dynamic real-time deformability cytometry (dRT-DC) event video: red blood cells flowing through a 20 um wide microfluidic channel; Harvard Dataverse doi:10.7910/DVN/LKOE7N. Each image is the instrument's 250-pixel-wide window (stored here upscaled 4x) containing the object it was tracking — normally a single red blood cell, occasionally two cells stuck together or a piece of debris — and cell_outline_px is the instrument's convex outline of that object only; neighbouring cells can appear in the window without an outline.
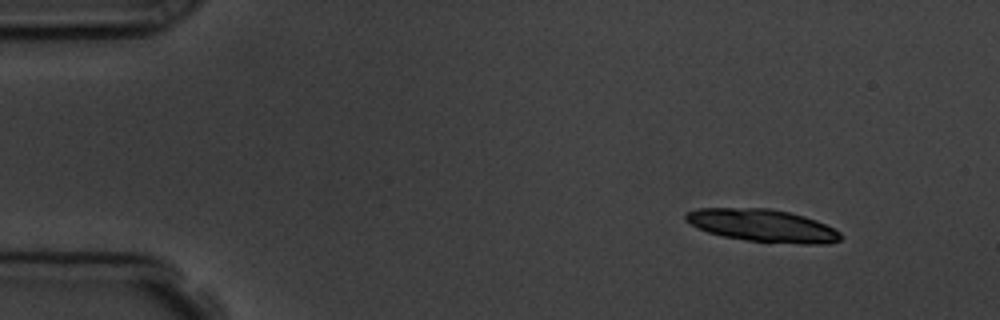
{"species": "common noctule bat (a hibernating species)", "species_latin": "Nyctalus noctula", "temperature_condition": "room temperature", "stored_images_in_passage": 4, "camera_frame_rate_fps": 3000, "um_per_image_px": 0.085, "animal": {"sex": "male", "body_mass_g": 19.5, "forearm_length_mm": 54.6}, "frame": {"image": 1, "passage_image": 1, "time_ms": 0.0, "image_size_px": [1000, 320], "cell_outline_px": [[844, 236], [840, 240], [828, 244], [804, 244], [748, 240], [724, 236], [708, 232], [684, 220], [684, 212], [696, 208], [768, 208], [788, 212], [804, 216], [816, 220], [840, 232]], "centroid_in_image_um": [64.82, 19.16], "position_along_channel_um": 20.2, "area_um2": 29.25}}